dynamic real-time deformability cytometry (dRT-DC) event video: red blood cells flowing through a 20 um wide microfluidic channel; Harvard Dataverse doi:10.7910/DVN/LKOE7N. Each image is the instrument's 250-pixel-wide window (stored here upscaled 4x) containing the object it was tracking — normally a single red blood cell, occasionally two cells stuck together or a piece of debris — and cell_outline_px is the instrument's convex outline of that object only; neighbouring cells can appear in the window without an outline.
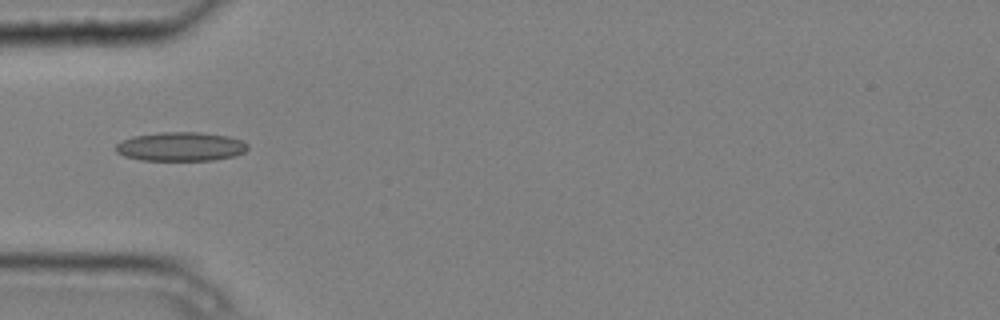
{"species": "common noctule bat (a hibernating species)", "species_latin": "Nyctalus noctula", "temperature_condition": "cold", "stored_images_in_passage": 4, "camera_frame_rate_fps": 3000, "um_per_image_px": 0.085, "animal": {"sex": "male", "body_mass_g": 20.4}, "frame": {"image": 1, "passage_image": 1, "time_ms": 0.0, "image_size_px": [1000, 320], "cell_outline_px": [[248, 148], [244, 152], [236, 156], [216, 160], [140, 160], [124, 156], [116, 152], [116, 144], [132, 136], [156, 132], [200, 132], [228, 136], [240, 140], [248, 144]], "centroid_in_image_um": [15.37, 12.46], "position_along_channel_um": 69.6, "area_um2": 22.43}}
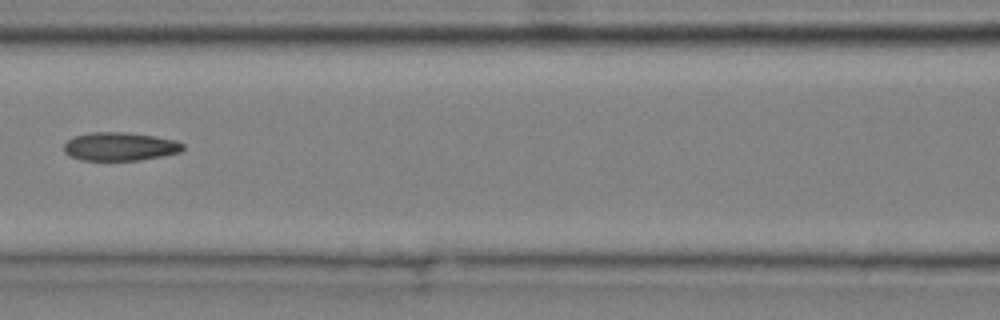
{"frame": {"image": 2, "passage_image": 3, "time_ms": 0.667, "image_size_px": [1000, 320], "cell_outline_px": [[184, 148], [180, 152], [140, 160], [80, 160], [64, 152], [64, 144], [72, 136], [92, 132], [128, 132], [156, 136], [176, 140], [184, 144]], "centroid_in_image_um": [10.19, 12.44], "position_along_channel_um": 156.4, "area_um2": 19.77}}
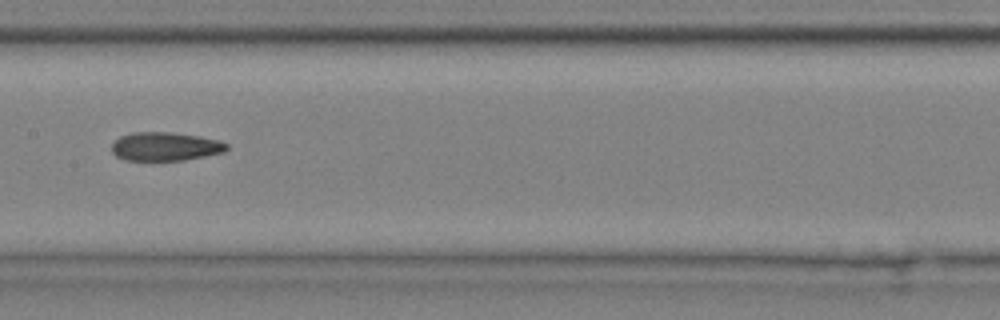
{"frame": {"image": 3, "passage_image": 4, "time_ms": 1.0, "image_size_px": [1000, 320], "cell_outline_px": [[228, 148], [224, 152], [184, 160], [124, 160], [116, 156], [112, 152], [112, 144], [120, 136], [132, 132], [172, 132], [200, 136], [220, 140], [228, 144]], "centroid_in_image_um": [14.05, 12.44], "position_along_channel_um": 193.3, "area_um2": 19.25}}